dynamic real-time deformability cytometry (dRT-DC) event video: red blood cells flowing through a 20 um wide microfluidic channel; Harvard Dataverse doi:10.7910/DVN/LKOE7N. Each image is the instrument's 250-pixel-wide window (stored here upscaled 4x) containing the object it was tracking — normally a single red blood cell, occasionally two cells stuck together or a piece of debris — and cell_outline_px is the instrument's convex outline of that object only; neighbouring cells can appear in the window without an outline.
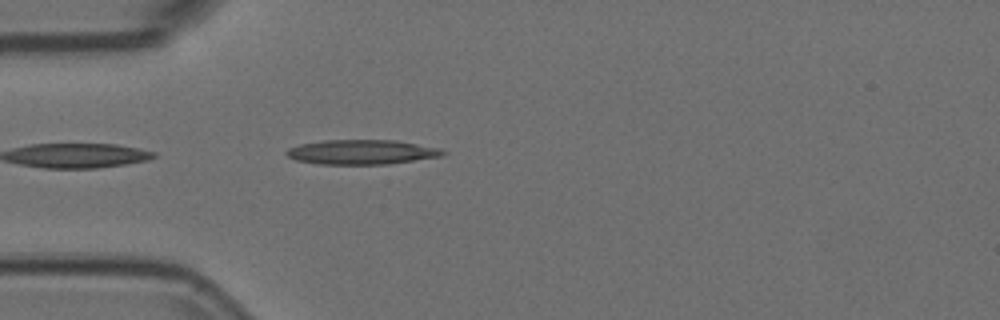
{"species": "Egyptian fruit bat (a non-hibernating species)", "species_latin": "Rousettus aegyptiacus", "temperature_condition": "room temperature", "stored_images_in_passage": 40, "camera_frame_rate_fps": 3000, "um_per_image_px": 0.085, "animal": {"sex": "female"}, "frame": {"image": 1, "passage_image": 1, "time_ms": 0.0, "image_size_px": [1000, 320], "cell_outline_px": [[448, 152], [444, 156], [388, 164], [320, 164], [296, 160], [288, 156], [284, 152], [288, 148], [300, 144], [324, 140], [396, 140], [440, 148]], "centroid_in_image_um": [30.78, 12.92], "position_along_channel_um": 54.2, "area_um2": 22.54}}
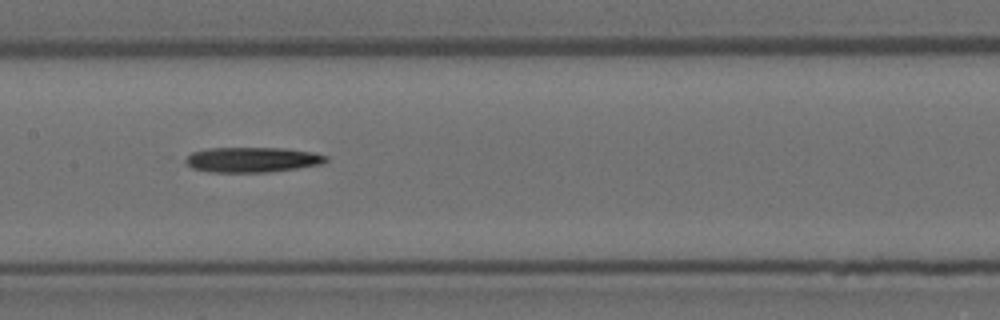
{"frame": {"image": 2, "passage_image": 12, "time_ms": 3.667, "image_size_px": [1000, 320], "cell_outline_px": [[328, 160], [320, 164], [296, 168], [268, 172], [208, 172], [192, 168], [184, 160], [192, 152], [208, 148], [284, 148], [312, 152], [328, 156]], "centroid_in_image_um": [21.43, 13.57], "position_along_channel_um": 186.0, "area_um2": 20.46}}
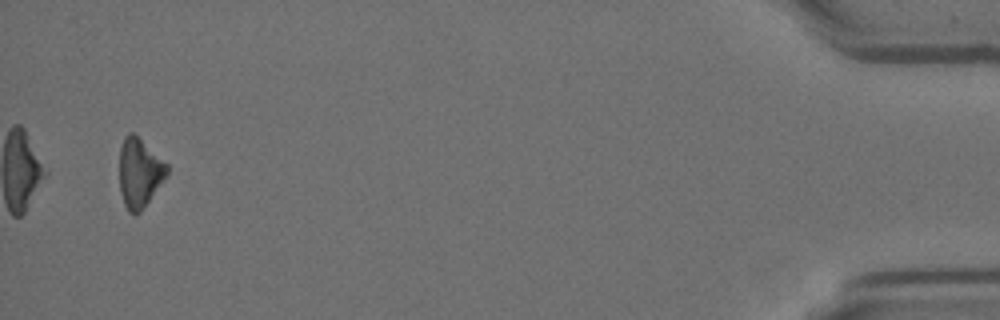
{"frame": {"image": 3, "passage_image": 38, "time_ms": 12.333, "image_size_px": [1000, 320], "cell_outline_px": [[168, 172], [140, 212], [128, 212], [124, 204], [120, 192], [120, 148], [124, 136], [128, 132], [132, 132], [168, 164]], "centroid_in_image_um": [11.83, 14.66], "position_along_channel_um": 423.4, "area_um2": 18.67}}